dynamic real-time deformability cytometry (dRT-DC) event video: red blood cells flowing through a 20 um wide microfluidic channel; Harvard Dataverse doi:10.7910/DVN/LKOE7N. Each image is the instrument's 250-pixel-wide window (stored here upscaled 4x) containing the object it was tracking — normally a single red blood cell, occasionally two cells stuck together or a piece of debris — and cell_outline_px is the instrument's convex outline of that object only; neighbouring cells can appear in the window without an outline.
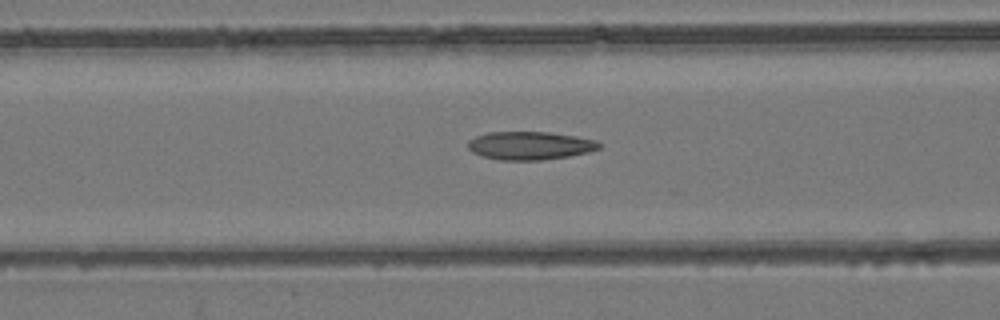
{"species": "common noctule bat (a hibernating species)", "species_latin": "Nyctalus noctula", "temperature_condition": "room temperature", "stored_images_in_passage": 31, "camera_frame_rate_fps": 3000, "um_per_image_px": 0.085, "animal": {"sex": "female", "body_mass_g": 24.6, "forearm_length_mm": 56.2}, "frame": {"image": 1, "passage_image": 22, "time_ms": 7.0, "image_size_px": [1000, 320], "cell_outline_px": [[600, 148], [588, 152], [568, 156], [540, 160], [500, 160], [484, 156], [472, 152], [468, 148], [468, 140], [476, 136], [488, 132], [548, 132], [576, 136], [596, 140], [600, 144]], "centroid_in_image_um": [45.03, 12.37], "position_along_channel_um": 121.6, "area_um2": 21.44}}
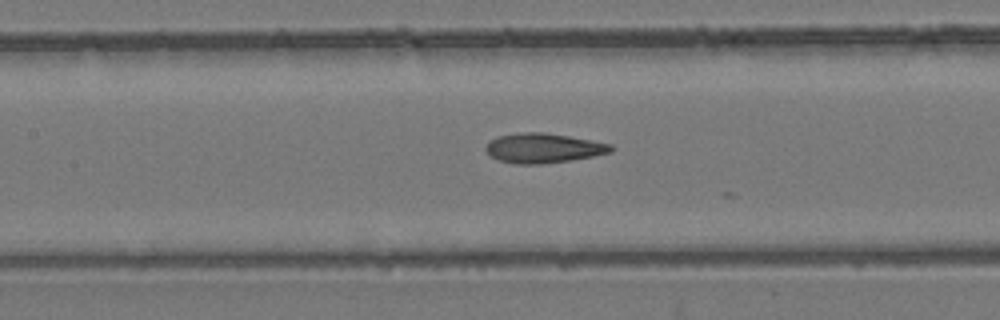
{"frame": {"image": 2, "passage_image": 25, "time_ms": 8.0, "image_size_px": [1000, 320], "cell_outline_px": [[612, 152], [572, 160], [540, 164], [516, 164], [500, 160], [492, 156], [484, 148], [488, 140], [500, 136], [524, 132], [544, 132], [592, 140], [612, 144]], "centroid_in_image_um": [46.19, 12.58], "position_along_channel_um": 161.2, "area_um2": 21.5}}
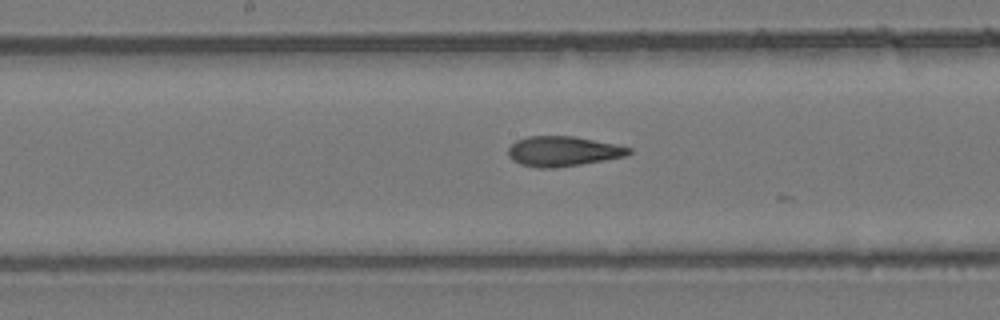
{"frame": {"image": 3, "passage_image": 28, "time_ms": 9.0, "image_size_px": [1000, 320], "cell_outline_px": [[632, 152], [628, 156], [580, 164], [548, 168], [536, 168], [520, 164], [512, 160], [508, 156], [508, 148], [516, 140], [528, 136], [572, 136], [616, 144], [632, 148]], "centroid_in_image_um": [47.85, 12.85], "position_along_channel_um": 200.4, "area_um2": 21.1}}